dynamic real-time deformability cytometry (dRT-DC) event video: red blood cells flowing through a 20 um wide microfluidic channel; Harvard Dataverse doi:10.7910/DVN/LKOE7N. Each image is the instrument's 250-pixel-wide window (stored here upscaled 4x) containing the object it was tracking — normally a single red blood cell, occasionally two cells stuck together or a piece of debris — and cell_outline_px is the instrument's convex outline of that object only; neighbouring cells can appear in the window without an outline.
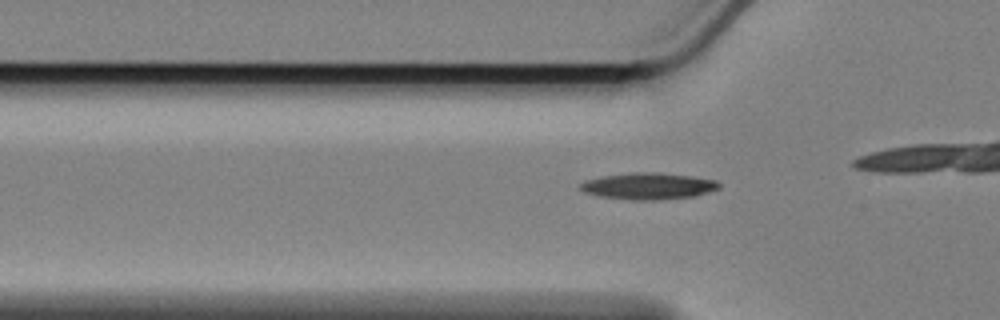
{"species": "Egyptian fruit bat (a non-hibernating species)", "species_latin": "Rousettus aegyptiacus", "temperature_condition": "cold", "stored_images_in_passage": 31, "camera_frame_rate_fps": 3000, "um_per_image_px": 0.085, "animal": {"sex": "female"}, "frame": {"image": 1, "passage_image": 3, "time_ms": 0.667, "image_size_px": [1000, 320], "cell_outline_px": [[720, 188], [692, 196], [652, 200], [632, 200], [600, 196], [584, 192], [580, 188], [580, 184], [584, 180], [600, 176], [632, 172], [660, 172], [692, 176], [716, 180], [720, 184]], "centroid_in_image_um": [55.07, 15.8], "position_along_channel_um": 70.7, "area_um2": 21.44}}
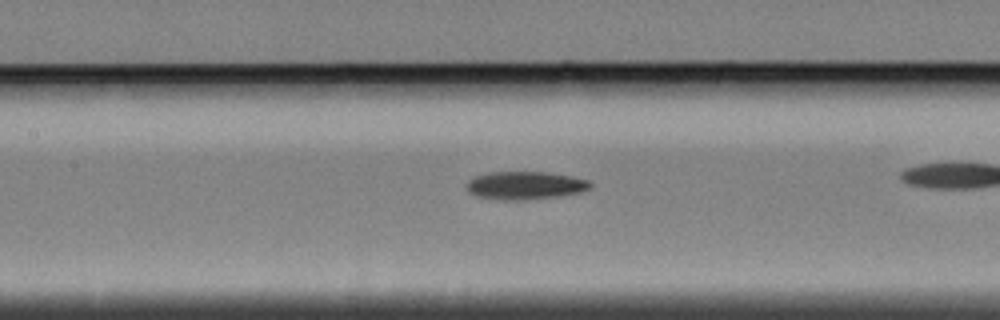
{"frame": {"image": 2, "passage_image": 11, "time_ms": 3.333, "image_size_px": [1000, 320], "cell_outline_px": [[592, 188], [580, 192], [556, 196], [528, 200], [504, 200], [476, 196], [468, 192], [468, 180], [476, 176], [488, 172], [548, 172], [572, 176], [588, 180], [592, 184]], "centroid_in_image_um": [44.65, 15.76], "position_along_channel_um": 162.7, "area_um2": 20.17}}
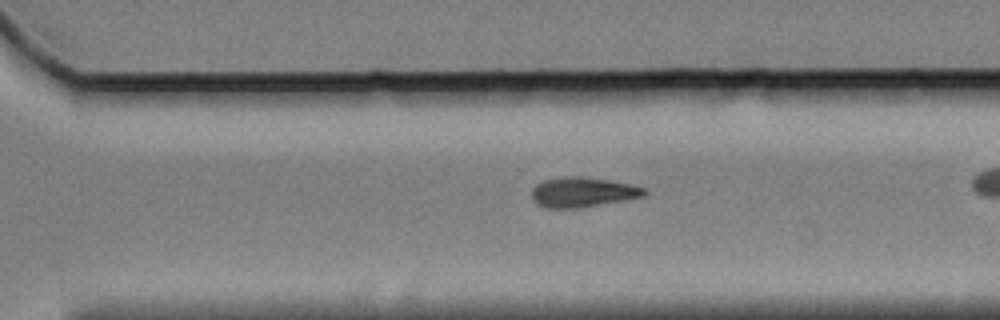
{"frame": {"image": 3, "passage_image": 25, "time_ms": 8.0, "image_size_px": [1000, 320], "cell_outline_px": [[648, 192], [644, 196], [580, 208], [544, 208], [536, 204], [532, 196], [532, 188], [536, 184], [544, 180], [564, 176], [580, 176], [628, 184], [644, 188]], "centroid_in_image_um": [49.47, 16.34], "position_along_channel_um": 321.1, "area_um2": 19.42}}